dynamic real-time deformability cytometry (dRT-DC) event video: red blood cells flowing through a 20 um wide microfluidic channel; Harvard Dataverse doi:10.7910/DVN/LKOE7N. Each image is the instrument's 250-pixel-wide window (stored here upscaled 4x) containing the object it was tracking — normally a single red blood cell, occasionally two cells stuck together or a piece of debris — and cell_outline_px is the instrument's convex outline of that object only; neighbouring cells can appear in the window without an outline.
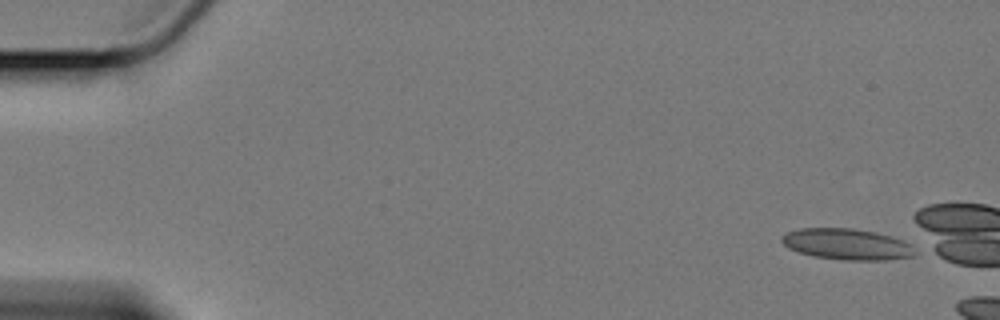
{"species": "Egyptian fruit bat (a non-hibernating species)", "species_latin": "Rousettus aegyptiacus", "temperature_condition": "cold", "stored_images_in_passage": 15, "camera_frame_rate_fps": 3000, "um_per_image_px": 0.085, "animal": {"sex": "female"}, "frame": {"image": 1, "passage_image": 1, "time_ms": 0.0, "image_size_px": [1000, 320], "cell_outline_px": [[920, 252], [912, 256], [884, 260], [844, 260], [812, 256], [788, 248], [780, 240], [780, 236], [788, 232], [800, 228], [852, 228], [876, 232], [892, 236], [904, 240], [912, 244]], "centroid_in_image_um": [72.04, 20.75], "position_along_channel_um": 13.0, "area_um2": 24.45}}
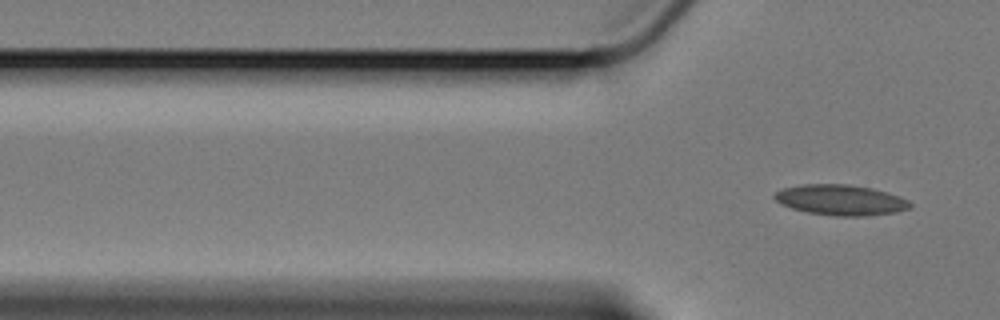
{"frame": {"image": 2, "passage_image": 15, "time_ms": 4.667, "image_size_px": [1000, 320], "cell_outline_px": [[912, 208], [896, 212], [868, 216], [836, 216], [808, 212], [792, 208], [780, 204], [772, 196], [776, 192], [784, 188], [804, 184], [852, 184], [872, 188], [888, 192], [900, 196], [908, 200], [912, 204]], "centroid_in_image_um": [71.5, 17.0], "position_along_channel_um": 54.3, "area_um2": 24.28}}